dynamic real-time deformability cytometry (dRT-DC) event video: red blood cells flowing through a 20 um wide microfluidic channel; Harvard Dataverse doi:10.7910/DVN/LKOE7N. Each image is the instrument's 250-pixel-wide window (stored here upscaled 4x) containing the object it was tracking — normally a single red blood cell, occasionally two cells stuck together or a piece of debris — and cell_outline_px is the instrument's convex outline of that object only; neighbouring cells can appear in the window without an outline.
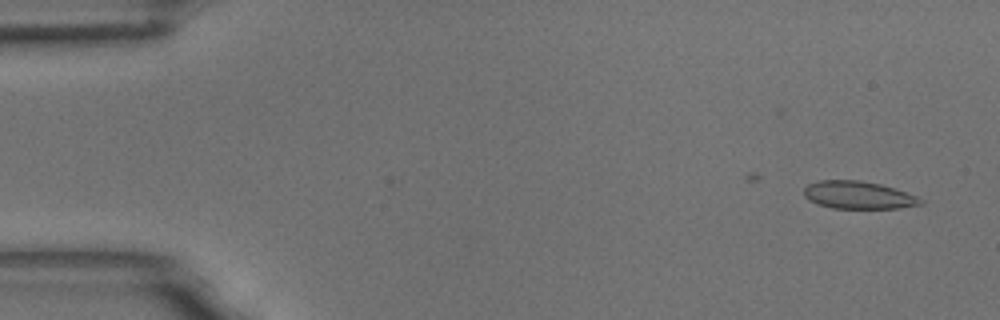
{"species": "common noctule bat (a hibernating species)", "species_latin": "Nyctalus noctula", "temperature_condition": "room temperature", "stored_images_in_passage": 30, "camera_frame_rate_fps": 3000, "um_per_image_px": 0.085, "animal": {"sex": "male", "body_mass_g": 18.8}, "frame": {"image": 1, "passage_image": 2, "time_ms": 0.333, "image_size_px": [1000, 320], "cell_outline_px": [[924, 200], [920, 204], [900, 208], [832, 208], [808, 200], [804, 196], [804, 188], [808, 184], [820, 180], [860, 180], [880, 184], [916, 196]], "centroid_in_image_um": [72.92, 16.58], "position_along_channel_um": 12.1, "area_um2": 18.55}}
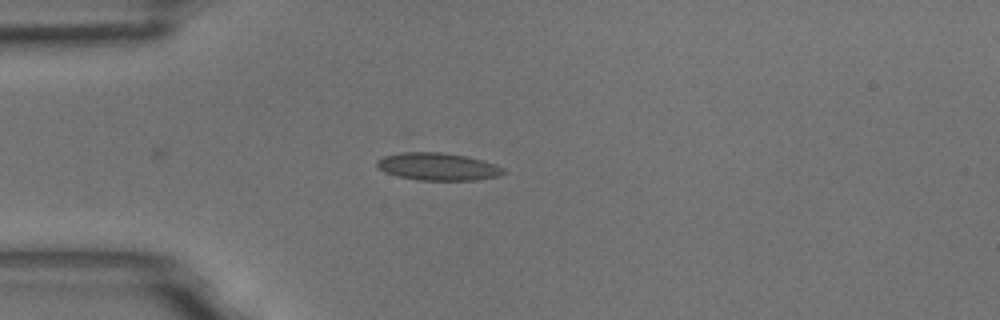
{"frame": {"image": 2, "passage_image": 14, "time_ms": 4.333, "image_size_px": [1000, 320], "cell_outline_px": [[508, 172], [500, 176], [476, 180], [416, 180], [396, 176], [384, 172], [376, 164], [376, 160], [384, 156], [400, 152], [444, 152], [484, 160], [496, 164], [504, 168]], "centroid_in_image_um": [37.25, 14.16], "position_along_channel_um": 47.8, "area_um2": 20.58}}
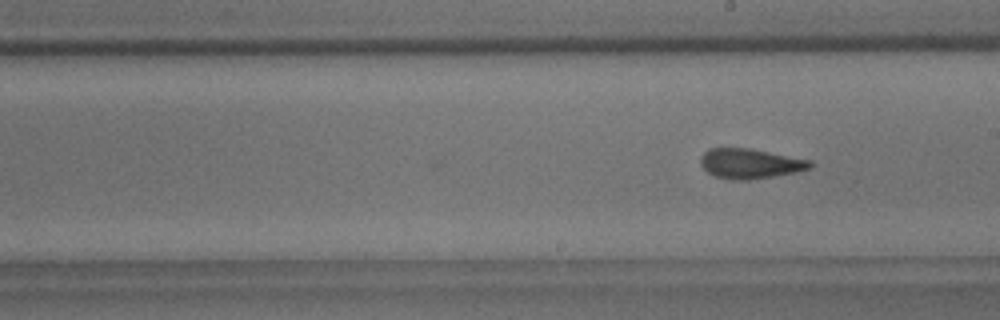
{"frame": {"image": 3, "passage_image": 30, "time_ms": 9.667, "image_size_px": [1000, 320], "cell_outline_px": [[812, 168], [796, 172], [748, 180], [732, 180], [716, 176], [708, 172], [700, 164], [700, 156], [708, 148], [748, 148], [812, 160]], "centroid_in_image_um": [63.75, 13.9], "position_along_channel_um": 225.2, "area_um2": 19.07}}